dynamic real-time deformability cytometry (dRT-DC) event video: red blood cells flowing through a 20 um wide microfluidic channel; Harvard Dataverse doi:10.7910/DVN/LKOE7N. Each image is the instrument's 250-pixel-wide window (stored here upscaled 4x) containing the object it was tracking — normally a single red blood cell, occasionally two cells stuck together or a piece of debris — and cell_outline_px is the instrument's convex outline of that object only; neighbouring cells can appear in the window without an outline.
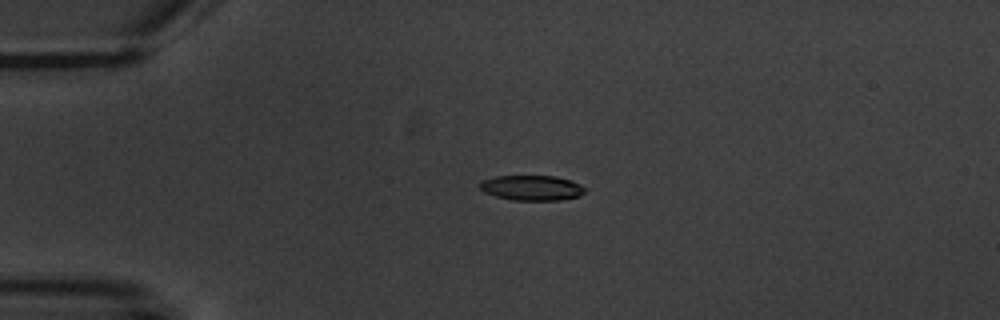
{"species": "common noctule bat (a hibernating species)", "species_latin": "Nyctalus noctula", "temperature_condition": "warm", "stored_images_in_passage": 5, "camera_frame_rate_fps": 3000, "um_per_image_px": 0.085, "animal": {"sex": "male", "body_mass_g": 20.1, "forearm_length_mm": 53.5}, "frame": {"image": 1, "passage_image": 4, "time_ms": 3.333, "image_size_px": [1000, 320], "cell_outline_px": [[588, 188], [580, 196], [560, 200], [512, 200], [496, 196], [484, 192], [480, 188], [480, 180], [496, 176], [556, 176], [580, 184]], "centroid_in_image_um": [45.21, 15.96], "position_along_channel_um": 39.8, "area_um2": 15.43}}